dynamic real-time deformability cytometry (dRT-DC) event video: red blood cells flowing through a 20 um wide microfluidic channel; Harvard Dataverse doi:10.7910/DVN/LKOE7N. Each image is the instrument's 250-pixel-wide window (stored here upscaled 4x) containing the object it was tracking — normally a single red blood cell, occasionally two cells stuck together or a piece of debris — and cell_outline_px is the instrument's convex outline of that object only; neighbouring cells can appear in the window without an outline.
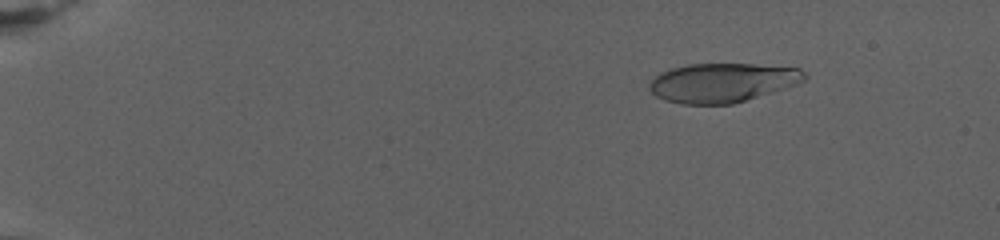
{"species": "human", "species_latin": "Homo sapiens", "temperature_condition": "warm", "stored_images_in_passage": 70, "camera_frame_rate_fps": 3000, "um_per_image_px": 0.085, "donor": {"sex": "female"}, "frame": {"image": 1, "passage_image": 2, "time_ms": 0.333, "image_size_px": [1000, 240], "cell_outline_px": [[808, 76], [804, 80], [796, 84], [772, 92], [732, 104], [680, 104], [664, 100], [656, 96], [648, 88], [648, 84], [660, 72], [672, 68], [688, 64], [752, 64], [800, 68]], "centroid_in_image_um": [61.37, 7.02], "position_along_channel_um": 23.6, "area_um2": 35.32}}
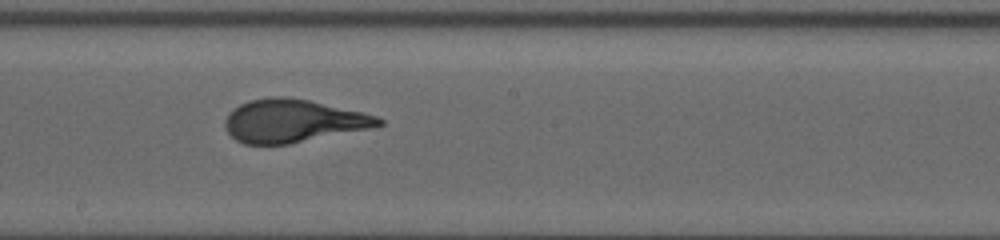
{"frame": {"image": 2, "passage_image": 38, "time_ms": 12.333, "image_size_px": [1000, 240], "cell_outline_px": [[384, 124], [376, 128], [288, 144], [244, 144], [236, 140], [224, 128], [224, 120], [228, 112], [240, 104], [248, 100], [272, 96], [284, 96], [308, 100], [364, 112], [376, 116], [384, 120]], "centroid_in_image_um": [24.93, 10.28], "position_along_channel_um": 223.3, "area_um2": 38.84}}
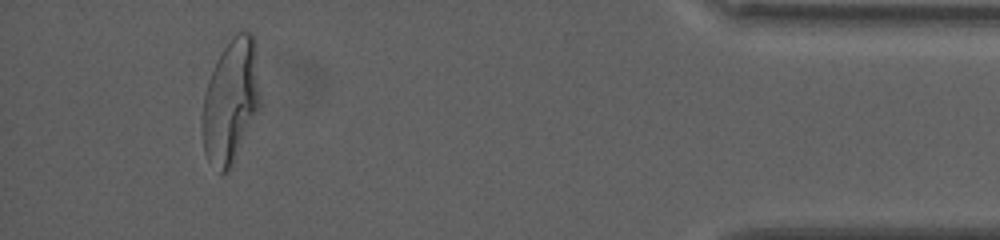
{"frame": {"image": 3, "passage_image": 65, "time_ms": 21.333, "image_size_px": [1000, 240], "cell_outline_px": [[260, 108], [228, 172], [220, 172], [208, 160], [204, 152], [200, 120], [204, 96], [208, 80], [216, 60], [232, 36], [240, 32], [252, 32], [256, 40], [260, 96]], "centroid_in_image_um": [19.61, 8.57], "position_along_channel_um": 415.6, "area_um2": 42.14}}